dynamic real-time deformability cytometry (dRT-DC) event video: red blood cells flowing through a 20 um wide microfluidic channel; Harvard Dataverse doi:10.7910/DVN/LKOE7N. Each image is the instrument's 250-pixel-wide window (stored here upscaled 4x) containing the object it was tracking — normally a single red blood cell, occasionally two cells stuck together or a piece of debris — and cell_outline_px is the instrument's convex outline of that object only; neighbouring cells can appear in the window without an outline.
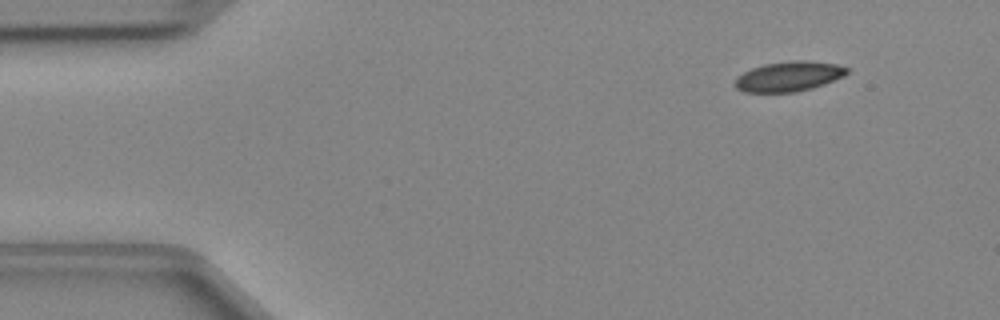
{"species": "Egyptian fruit bat (a non-hibernating species)", "species_latin": "Rousettus aegyptiacus", "temperature_condition": "cold", "stored_images_in_passage": 43, "camera_frame_rate_fps": 3000, "um_per_image_px": 0.085, "animal": {"sex": "female"}, "frame": {"image": 1, "passage_image": 1, "time_ms": 0.0, "image_size_px": [1000, 320], "cell_outline_px": [[848, 72], [844, 76], [824, 84], [812, 88], [796, 92], [744, 92], [736, 88], [732, 84], [736, 76], [752, 68], [764, 64], [792, 60], [804, 60], [836, 64], [848, 68]], "centroid_in_image_um": [67.01, 6.5], "position_along_channel_um": 18.0, "area_um2": 19.65}}
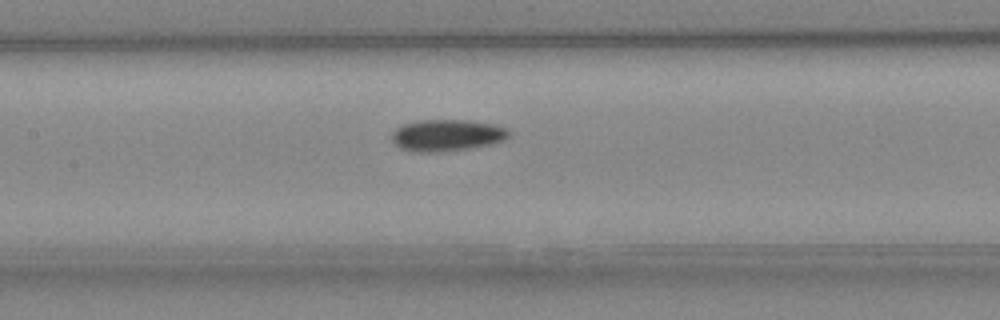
{"frame": {"image": 2, "passage_image": 18, "time_ms": 5.667, "image_size_px": [1000, 320], "cell_outline_px": [[508, 136], [504, 140], [492, 144], [468, 148], [440, 152], [412, 152], [400, 148], [392, 144], [392, 132], [396, 128], [404, 124], [420, 120], [468, 120], [496, 124], [504, 128], [508, 132]], "centroid_in_image_um": [37.94, 11.5], "position_along_channel_um": 169.5, "area_um2": 21.68}}
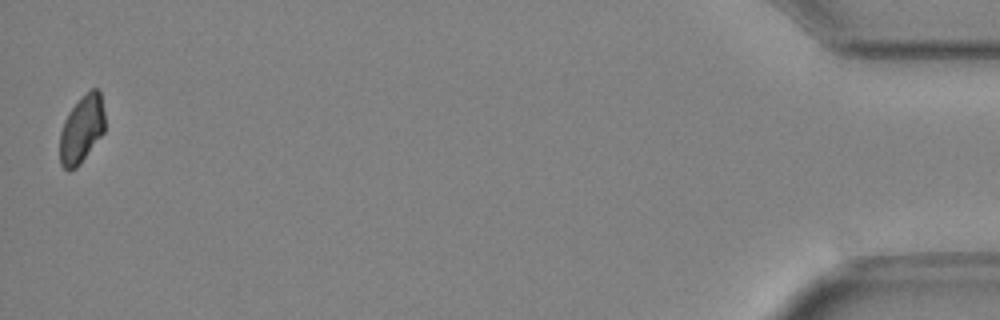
{"frame": {"image": 3, "passage_image": 43, "time_ms": 14.0, "image_size_px": [1000, 320], "cell_outline_px": [[104, 132], [80, 164], [76, 168], [68, 172], [60, 164], [60, 132], [64, 120], [68, 112], [92, 88], [96, 88], [100, 92], [104, 112]], "centroid_in_image_um": [6.93, 11.03], "position_along_channel_um": 428.3, "area_um2": 17.57}}